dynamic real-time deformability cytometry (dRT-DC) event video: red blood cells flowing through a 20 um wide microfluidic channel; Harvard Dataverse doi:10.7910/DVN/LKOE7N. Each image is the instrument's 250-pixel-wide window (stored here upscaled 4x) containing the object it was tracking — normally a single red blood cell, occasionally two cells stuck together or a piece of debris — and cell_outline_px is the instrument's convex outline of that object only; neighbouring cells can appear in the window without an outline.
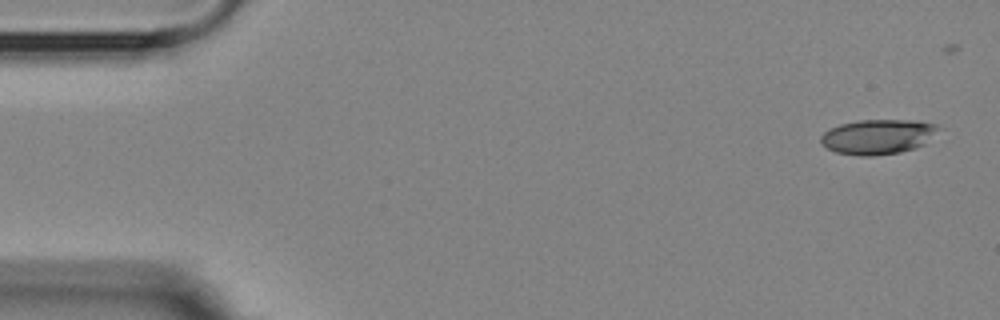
{"species": "Egyptian fruit bat (a non-hibernating species)", "species_latin": "Rousettus aegyptiacus", "temperature_condition": "room temperature", "stored_images_in_passage": 4, "camera_frame_rate_fps": 3000, "um_per_image_px": 0.085, "animal": {"sex": "female"}, "frame": {"image": 1, "passage_image": 1, "time_ms": 0.0, "image_size_px": [1000, 320], "cell_outline_px": [[944, 128], [924, 144], [916, 148], [900, 152], [872, 156], [860, 156], [836, 152], [828, 148], [820, 140], [820, 136], [828, 128], [840, 124], [860, 120], [916, 120], [936, 124]], "centroid_in_image_um": [74.67, 11.61], "position_along_channel_um": 10.3, "area_um2": 24.16}}